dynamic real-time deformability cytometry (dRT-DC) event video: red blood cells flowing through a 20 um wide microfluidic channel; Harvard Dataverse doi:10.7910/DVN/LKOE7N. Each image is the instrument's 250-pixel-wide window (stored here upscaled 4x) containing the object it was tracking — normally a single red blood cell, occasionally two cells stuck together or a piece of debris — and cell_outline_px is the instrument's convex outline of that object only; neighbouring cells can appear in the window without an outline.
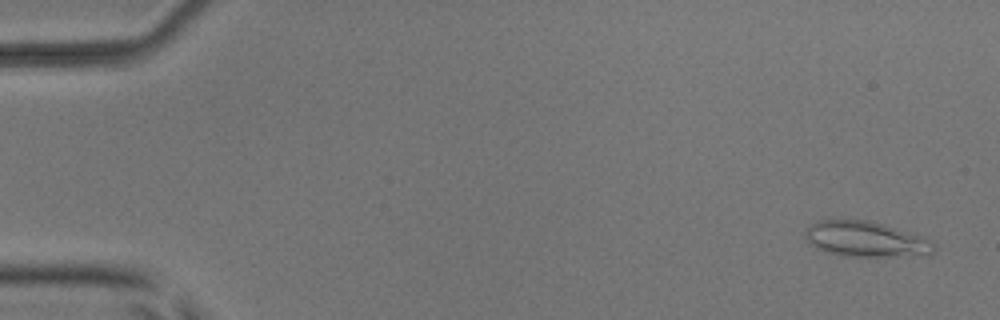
{"species": "common noctule bat (a hibernating species)", "species_latin": "Nyctalus noctula", "temperature_condition": "room temperature", "stored_images_in_passage": 53, "camera_frame_rate_fps": 3000, "um_per_image_px": 0.085, "animal": {"sex": "male", "body_mass_g": 17.9, "forearm_length_mm": 54.2}, "frame": {"image": 1, "passage_image": 3, "time_ms": 0.667, "image_size_px": [1000, 320], "cell_outline_px": [[936, 248], [928, 256], [852, 256], [832, 252], [816, 248], [804, 236], [804, 232], [812, 224], [820, 220], [868, 220], [884, 224], [924, 236], [932, 240]], "centroid_in_image_um": [73.69, 20.33], "position_along_channel_um": 11.3, "area_um2": 26.47}}
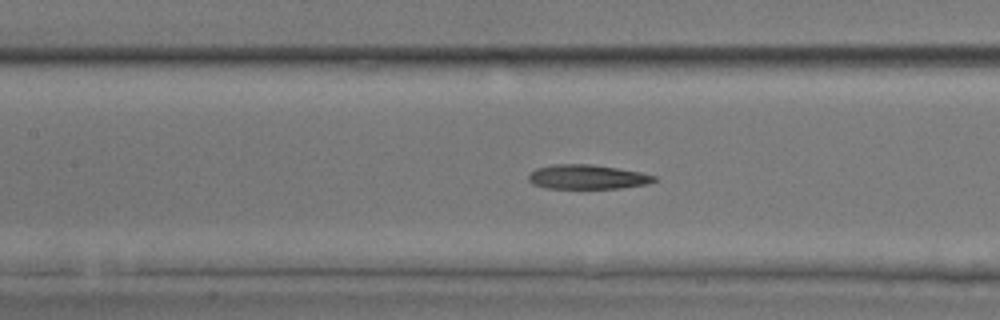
{"frame": {"image": 2, "passage_image": 25, "time_ms": 8.0, "image_size_px": [1000, 320], "cell_outline_px": [[656, 180], [648, 184], [620, 188], [544, 188], [532, 184], [528, 180], [528, 176], [536, 168], [552, 164], [588, 164], [616, 168], [640, 172], [656, 176]], "centroid_in_image_um": [49.89, 15.04], "position_along_channel_um": 157.5, "area_um2": 17.8}}
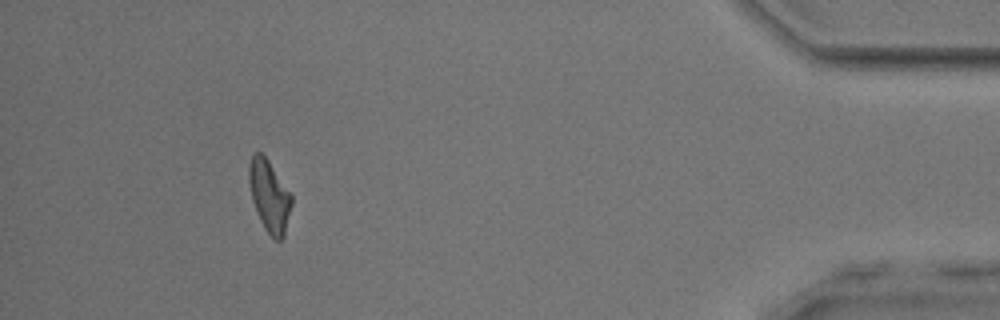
{"frame": {"image": 3, "passage_image": 49, "time_ms": 16.0, "image_size_px": [1000, 320], "cell_outline_px": [[292, 204], [284, 236], [280, 240], [276, 240], [264, 228], [260, 220], [252, 200], [248, 180], [248, 164], [252, 152], [260, 152], [268, 160], [292, 196]], "centroid_in_image_um": [22.87, 16.63], "position_along_channel_um": 412.3, "area_um2": 17.69}, "authors_computed_cell_mechanics": {"area_um2": 18.496, "velocity_mm_per_s": 3.9237, "shape_relaxation_time_tau1_ms": null, "shape_relaxation_time_tau2_ms": 9.4269, "deformation_change_tau1": null, "deformation_change_tau2": 0.1952}}